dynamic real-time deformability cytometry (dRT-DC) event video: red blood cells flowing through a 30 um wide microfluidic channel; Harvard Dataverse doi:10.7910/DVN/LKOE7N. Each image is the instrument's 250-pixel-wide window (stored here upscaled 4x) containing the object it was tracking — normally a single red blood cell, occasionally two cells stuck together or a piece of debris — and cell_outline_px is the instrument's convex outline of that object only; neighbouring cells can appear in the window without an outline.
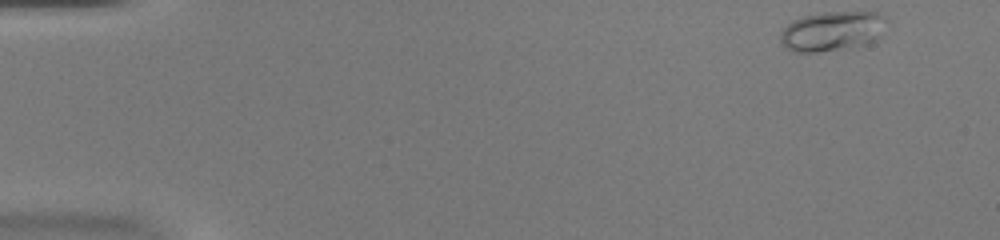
{"species": "common noctule bat (a hibernating species)", "species_latin": "Nyctalus noctula", "temperature_condition": "warm", "stored_images_in_passage": 49, "camera_frame_rate_fps": 3000, "um_per_image_px": 0.085, "animal": {"sex": "female", "body_mass_g": 20.0, "forearm_length_mm": 54.0}, "frame": {"image": 1, "passage_image": 1, "time_ms": 0.0, "image_size_px": [1000, 240], "cell_outline_px": [[888, 20], [880, 36], [876, 40], [864, 44], [816, 52], [792, 52], [780, 40], [780, 32], [792, 20], [804, 16], [824, 12], [876, 12], [888, 16]], "centroid_in_image_um": [70.76, 2.62], "position_along_channel_um": 14.2, "area_um2": 24.45}}
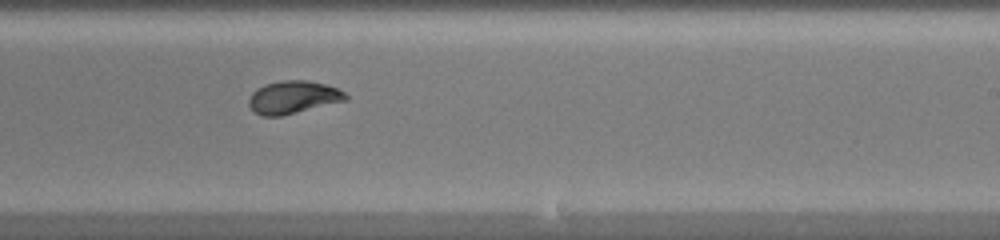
{"frame": {"image": 2, "passage_image": 30, "time_ms": 9.667, "image_size_px": [1000, 240], "cell_outline_px": [[348, 100], [280, 116], [260, 116], [252, 112], [248, 104], [248, 100], [252, 92], [256, 88], [264, 84], [280, 80], [308, 80], [324, 84], [336, 88], [344, 92], [348, 96]], "centroid_in_image_um": [24.87, 8.27], "position_along_channel_um": 264.1, "area_um2": 18.67}}
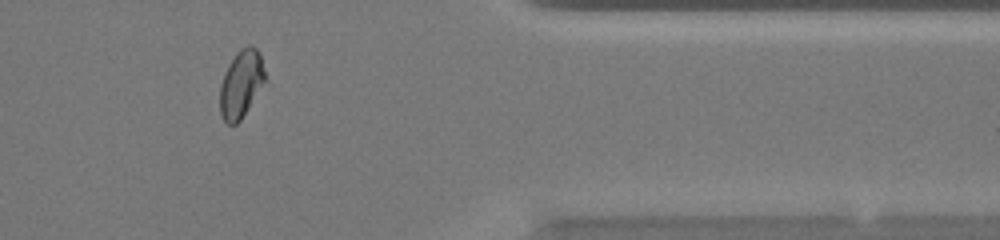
{"frame": {"image": 3, "passage_image": 41, "time_ms": 13.333, "image_size_px": [1000, 240], "cell_outline_px": [[264, 80], [240, 120], [236, 124], [228, 124], [220, 116], [220, 84], [224, 72], [228, 64], [236, 52], [240, 48], [248, 44], [252, 44], [256, 48], [260, 56], [264, 72]], "centroid_in_image_um": [20.44, 7.09], "position_along_channel_um": 391.0, "area_um2": 17.34}, "authors_computed_cell_mechanics": {"area_um2": 18.6694, "velocity_mm_per_s": 3.958, "shape_relaxation_time_tau1_ms": 3.9359, "shape_relaxation_time_tau2_ms": 0.6862, "deformation_change_tau1": 0.1875, "deformation_change_tau2": 0.0547}}